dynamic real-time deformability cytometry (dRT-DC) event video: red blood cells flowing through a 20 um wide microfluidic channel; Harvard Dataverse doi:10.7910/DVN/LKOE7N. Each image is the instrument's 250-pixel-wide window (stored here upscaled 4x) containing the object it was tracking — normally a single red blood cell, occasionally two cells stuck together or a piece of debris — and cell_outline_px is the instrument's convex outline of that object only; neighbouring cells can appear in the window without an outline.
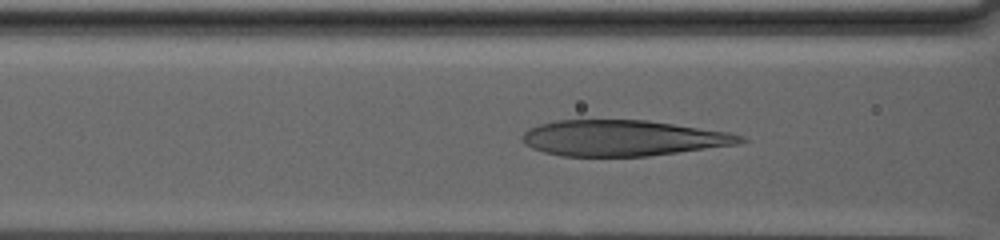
{"species": "human", "species_latin": "Homo sapiens", "temperature_condition": "warm", "stored_images_in_passage": 71, "camera_frame_rate_fps": 3000, "um_per_image_px": 0.085, "donor": {"sex": "male"}, "frame": {"image": 1, "passage_image": 25, "time_ms": 8.0, "image_size_px": [1000, 240], "cell_outline_px": [[748, 140], [740, 144], [648, 156], [560, 156], [544, 152], [532, 148], [524, 144], [520, 140], [520, 136], [528, 128], [540, 124], [556, 120], [648, 120], [728, 132], [744, 136]], "centroid_in_image_um": [52.92, 11.73], "position_along_channel_um": 113.7, "area_um2": 45.72}}
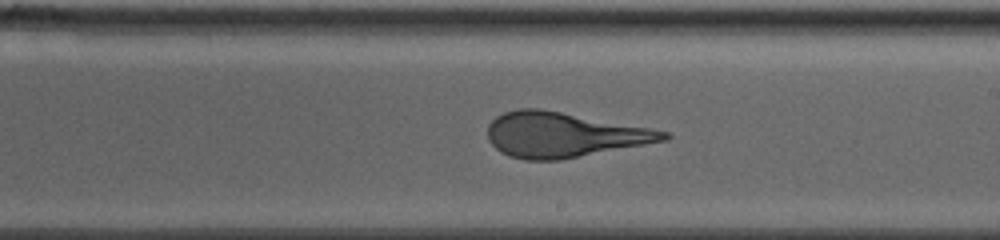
{"frame": {"image": 2, "passage_image": 40, "time_ms": 13.0, "image_size_px": [1000, 240], "cell_outline_px": [[672, 136], [668, 140], [560, 160], [524, 160], [508, 156], [500, 152], [488, 140], [488, 124], [496, 116], [504, 112], [520, 108], [540, 108], [652, 128], [668, 132]], "centroid_in_image_um": [47.9, 11.45], "position_along_channel_um": 241.1, "area_um2": 46.24}}
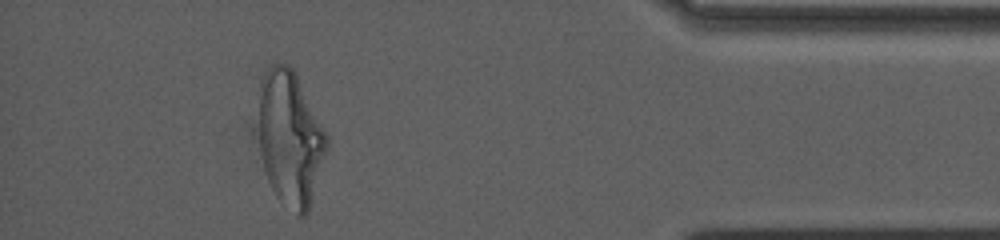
{"frame": {"image": 3, "passage_image": 64, "time_ms": 21.0, "image_size_px": [1000, 240], "cell_outline_px": [[328, 144], [308, 212], [304, 216], [296, 216], [276, 196], [268, 180], [264, 168], [260, 152], [260, 80], [264, 72], [272, 64], [288, 64], [296, 72], [328, 136]], "centroid_in_image_um": [24.67, 11.75], "position_along_channel_um": 410.5, "area_um2": 53.18}}